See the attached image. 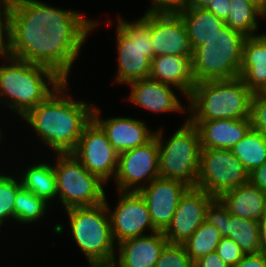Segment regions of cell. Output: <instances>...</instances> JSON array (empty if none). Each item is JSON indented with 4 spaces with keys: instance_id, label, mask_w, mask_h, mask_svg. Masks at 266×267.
Segmentation results:
<instances>
[{
    "instance_id": "6da1fadb",
    "label": "cell",
    "mask_w": 266,
    "mask_h": 267,
    "mask_svg": "<svg viewBox=\"0 0 266 267\" xmlns=\"http://www.w3.org/2000/svg\"><path fill=\"white\" fill-rule=\"evenodd\" d=\"M68 88L69 83L64 81L45 101L22 117L41 143L55 154L71 153L85 126L93 119L95 104L74 100L67 94Z\"/></svg>"
},
{
    "instance_id": "7a4b0ae2",
    "label": "cell",
    "mask_w": 266,
    "mask_h": 267,
    "mask_svg": "<svg viewBox=\"0 0 266 267\" xmlns=\"http://www.w3.org/2000/svg\"><path fill=\"white\" fill-rule=\"evenodd\" d=\"M1 59L6 61L0 64V104H5L6 108L21 118L45 101L64 82L45 66L9 55L1 56Z\"/></svg>"
},
{
    "instance_id": "3957f363",
    "label": "cell",
    "mask_w": 266,
    "mask_h": 267,
    "mask_svg": "<svg viewBox=\"0 0 266 267\" xmlns=\"http://www.w3.org/2000/svg\"><path fill=\"white\" fill-rule=\"evenodd\" d=\"M253 93L240 77L196 83L188 97V120L250 118Z\"/></svg>"
},
{
    "instance_id": "277c9868",
    "label": "cell",
    "mask_w": 266,
    "mask_h": 267,
    "mask_svg": "<svg viewBox=\"0 0 266 267\" xmlns=\"http://www.w3.org/2000/svg\"><path fill=\"white\" fill-rule=\"evenodd\" d=\"M73 241L89 264L112 265L116 255L107 205L72 207L64 210Z\"/></svg>"
},
{
    "instance_id": "5b68a950",
    "label": "cell",
    "mask_w": 266,
    "mask_h": 267,
    "mask_svg": "<svg viewBox=\"0 0 266 267\" xmlns=\"http://www.w3.org/2000/svg\"><path fill=\"white\" fill-rule=\"evenodd\" d=\"M246 36L225 25L193 51L192 72L196 83L239 77Z\"/></svg>"
},
{
    "instance_id": "8992f818",
    "label": "cell",
    "mask_w": 266,
    "mask_h": 267,
    "mask_svg": "<svg viewBox=\"0 0 266 267\" xmlns=\"http://www.w3.org/2000/svg\"><path fill=\"white\" fill-rule=\"evenodd\" d=\"M163 128L156 131L161 178L178 180L190 188L196 187L200 165L201 143L199 131L188 118L168 140Z\"/></svg>"
},
{
    "instance_id": "52a82bcc",
    "label": "cell",
    "mask_w": 266,
    "mask_h": 267,
    "mask_svg": "<svg viewBox=\"0 0 266 267\" xmlns=\"http://www.w3.org/2000/svg\"><path fill=\"white\" fill-rule=\"evenodd\" d=\"M116 42L118 69L114 82L128 83L149 78L151 60L155 58L152 36L148 29V13L129 22L117 16Z\"/></svg>"
},
{
    "instance_id": "ba28073f",
    "label": "cell",
    "mask_w": 266,
    "mask_h": 267,
    "mask_svg": "<svg viewBox=\"0 0 266 267\" xmlns=\"http://www.w3.org/2000/svg\"><path fill=\"white\" fill-rule=\"evenodd\" d=\"M53 170L57 183V199L66 210L92 207L105 201V182L89 172L71 153H56Z\"/></svg>"
},
{
    "instance_id": "9c48e42d",
    "label": "cell",
    "mask_w": 266,
    "mask_h": 267,
    "mask_svg": "<svg viewBox=\"0 0 266 267\" xmlns=\"http://www.w3.org/2000/svg\"><path fill=\"white\" fill-rule=\"evenodd\" d=\"M249 182V173L230 149L201 148L196 188L214 198Z\"/></svg>"
},
{
    "instance_id": "30bf717a",
    "label": "cell",
    "mask_w": 266,
    "mask_h": 267,
    "mask_svg": "<svg viewBox=\"0 0 266 267\" xmlns=\"http://www.w3.org/2000/svg\"><path fill=\"white\" fill-rule=\"evenodd\" d=\"M46 28L42 19V1L14 0L9 56L39 65V41Z\"/></svg>"
},
{
    "instance_id": "8fae6325",
    "label": "cell",
    "mask_w": 266,
    "mask_h": 267,
    "mask_svg": "<svg viewBox=\"0 0 266 267\" xmlns=\"http://www.w3.org/2000/svg\"><path fill=\"white\" fill-rule=\"evenodd\" d=\"M71 154L89 172L106 184L110 179L115 178L119 153L113 148L107 134L94 119L85 126L78 144Z\"/></svg>"
},
{
    "instance_id": "7c38bea8",
    "label": "cell",
    "mask_w": 266,
    "mask_h": 267,
    "mask_svg": "<svg viewBox=\"0 0 266 267\" xmlns=\"http://www.w3.org/2000/svg\"><path fill=\"white\" fill-rule=\"evenodd\" d=\"M116 207L107 205L110 217L112 236L115 243L119 244L125 240L148 235L144 231H150L151 234L157 232L154 228L148 206L139 191H119Z\"/></svg>"
},
{
    "instance_id": "4fadbf2b",
    "label": "cell",
    "mask_w": 266,
    "mask_h": 267,
    "mask_svg": "<svg viewBox=\"0 0 266 267\" xmlns=\"http://www.w3.org/2000/svg\"><path fill=\"white\" fill-rule=\"evenodd\" d=\"M157 138L147 144L119 154L118 168L113 179L119 191H139L159 178Z\"/></svg>"
},
{
    "instance_id": "5bb4252c",
    "label": "cell",
    "mask_w": 266,
    "mask_h": 267,
    "mask_svg": "<svg viewBox=\"0 0 266 267\" xmlns=\"http://www.w3.org/2000/svg\"><path fill=\"white\" fill-rule=\"evenodd\" d=\"M205 221L212 224L222 237L235 241L245 254L260 253L259 221L231 215L218 198L206 207Z\"/></svg>"
},
{
    "instance_id": "9a60e30c",
    "label": "cell",
    "mask_w": 266,
    "mask_h": 267,
    "mask_svg": "<svg viewBox=\"0 0 266 267\" xmlns=\"http://www.w3.org/2000/svg\"><path fill=\"white\" fill-rule=\"evenodd\" d=\"M148 29L155 57L193 56L187 29L178 13H148Z\"/></svg>"
},
{
    "instance_id": "2e32d148",
    "label": "cell",
    "mask_w": 266,
    "mask_h": 267,
    "mask_svg": "<svg viewBox=\"0 0 266 267\" xmlns=\"http://www.w3.org/2000/svg\"><path fill=\"white\" fill-rule=\"evenodd\" d=\"M214 197L196 187L180 198L170 225L163 232L168 243L184 244L205 221V209Z\"/></svg>"
},
{
    "instance_id": "e0dca14e",
    "label": "cell",
    "mask_w": 266,
    "mask_h": 267,
    "mask_svg": "<svg viewBox=\"0 0 266 267\" xmlns=\"http://www.w3.org/2000/svg\"><path fill=\"white\" fill-rule=\"evenodd\" d=\"M190 187L172 179L156 178L139 190L147 203L151 222L157 231L170 225L180 198Z\"/></svg>"
},
{
    "instance_id": "ac0fdd59",
    "label": "cell",
    "mask_w": 266,
    "mask_h": 267,
    "mask_svg": "<svg viewBox=\"0 0 266 267\" xmlns=\"http://www.w3.org/2000/svg\"><path fill=\"white\" fill-rule=\"evenodd\" d=\"M101 110L94 105L93 119L102 127L107 134L108 140L113 148L120 154L147 144L155 137V132L147 124L132 117H108L101 118Z\"/></svg>"
},
{
    "instance_id": "d6986e66",
    "label": "cell",
    "mask_w": 266,
    "mask_h": 267,
    "mask_svg": "<svg viewBox=\"0 0 266 267\" xmlns=\"http://www.w3.org/2000/svg\"><path fill=\"white\" fill-rule=\"evenodd\" d=\"M131 87L129 100L153 113L184 112L188 113V107L183 106L173 89L174 86L145 78L128 83ZM173 88V89H172ZM186 107V109H185Z\"/></svg>"
},
{
    "instance_id": "ffe728a7",
    "label": "cell",
    "mask_w": 266,
    "mask_h": 267,
    "mask_svg": "<svg viewBox=\"0 0 266 267\" xmlns=\"http://www.w3.org/2000/svg\"><path fill=\"white\" fill-rule=\"evenodd\" d=\"M149 233L116 244L113 267H155L168 241L163 232Z\"/></svg>"
},
{
    "instance_id": "44dd1931",
    "label": "cell",
    "mask_w": 266,
    "mask_h": 267,
    "mask_svg": "<svg viewBox=\"0 0 266 267\" xmlns=\"http://www.w3.org/2000/svg\"><path fill=\"white\" fill-rule=\"evenodd\" d=\"M87 38H54L46 32L39 41V65L53 70L64 81H69L73 63Z\"/></svg>"
},
{
    "instance_id": "7402d4cb",
    "label": "cell",
    "mask_w": 266,
    "mask_h": 267,
    "mask_svg": "<svg viewBox=\"0 0 266 267\" xmlns=\"http://www.w3.org/2000/svg\"><path fill=\"white\" fill-rule=\"evenodd\" d=\"M189 121L199 131L201 148L231 149L252 128L250 118Z\"/></svg>"
},
{
    "instance_id": "603a6c76",
    "label": "cell",
    "mask_w": 266,
    "mask_h": 267,
    "mask_svg": "<svg viewBox=\"0 0 266 267\" xmlns=\"http://www.w3.org/2000/svg\"><path fill=\"white\" fill-rule=\"evenodd\" d=\"M42 19L46 33L54 38H87L99 22L75 10L60 9L42 1Z\"/></svg>"
},
{
    "instance_id": "cb8c5ba5",
    "label": "cell",
    "mask_w": 266,
    "mask_h": 267,
    "mask_svg": "<svg viewBox=\"0 0 266 267\" xmlns=\"http://www.w3.org/2000/svg\"><path fill=\"white\" fill-rule=\"evenodd\" d=\"M193 56L161 55L151 60L149 78L174 86L181 95H191L196 81L192 72Z\"/></svg>"
},
{
    "instance_id": "d4e9b609",
    "label": "cell",
    "mask_w": 266,
    "mask_h": 267,
    "mask_svg": "<svg viewBox=\"0 0 266 267\" xmlns=\"http://www.w3.org/2000/svg\"><path fill=\"white\" fill-rule=\"evenodd\" d=\"M239 77L253 94L266 93V33L246 37Z\"/></svg>"
},
{
    "instance_id": "484cf974",
    "label": "cell",
    "mask_w": 266,
    "mask_h": 267,
    "mask_svg": "<svg viewBox=\"0 0 266 267\" xmlns=\"http://www.w3.org/2000/svg\"><path fill=\"white\" fill-rule=\"evenodd\" d=\"M231 215L261 221L266 216V194L250 182L217 197Z\"/></svg>"
},
{
    "instance_id": "4316f807",
    "label": "cell",
    "mask_w": 266,
    "mask_h": 267,
    "mask_svg": "<svg viewBox=\"0 0 266 267\" xmlns=\"http://www.w3.org/2000/svg\"><path fill=\"white\" fill-rule=\"evenodd\" d=\"M178 14L185 24L193 51L225 26V21L205 9L185 8Z\"/></svg>"
},
{
    "instance_id": "83f0119b",
    "label": "cell",
    "mask_w": 266,
    "mask_h": 267,
    "mask_svg": "<svg viewBox=\"0 0 266 267\" xmlns=\"http://www.w3.org/2000/svg\"><path fill=\"white\" fill-rule=\"evenodd\" d=\"M19 178L25 189L44 199L47 203H53V200L56 199L57 183L52 164L32 163L29 168L27 166L19 173Z\"/></svg>"
},
{
    "instance_id": "f1b7e54d",
    "label": "cell",
    "mask_w": 266,
    "mask_h": 267,
    "mask_svg": "<svg viewBox=\"0 0 266 267\" xmlns=\"http://www.w3.org/2000/svg\"><path fill=\"white\" fill-rule=\"evenodd\" d=\"M231 9L225 25L243 33L246 37L260 35L258 18L266 17V12L252 0H231ZM255 32V33H254Z\"/></svg>"
},
{
    "instance_id": "f546056e",
    "label": "cell",
    "mask_w": 266,
    "mask_h": 267,
    "mask_svg": "<svg viewBox=\"0 0 266 267\" xmlns=\"http://www.w3.org/2000/svg\"><path fill=\"white\" fill-rule=\"evenodd\" d=\"M230 150L248 173L266 163V137L252 128Z\"/></svg>"
},
{
    "instance_id": "4dcf8cb0",
    "label": "cell",
    "mask_w": 266,
    "mask_h": 267,
    "mask_svg": "<svg viewBox=\"0 0 266 267\" xmlns=\"http://www.w3.org/2000/svg\"><path fill=\"white\" fill-rule=\"evenodd\" d=\"M48 208L49 203L21 186L15 197L14 220L18 224H34L42 220Z\"/></svg>"
},
{
    "instance_id": "1f68e13d",
    "label": "cell",
    "mask_w": 266,
    "mask_h": 267,
    "mask_svg": "<svg viewBox=\"0 0 266 267\" xmlns=\"http://www.w3.org/2000/svg\"><path fill=\"white\" fill-rule=\"evenodd\" d=\"M222 236L210 223L204 221L183 244L189 258L195 262L199 258L216 252Z\"/></svg>"
},
{
    "instance_id": "d6a6232c",
    "label": "cell",
    "mask_w": 266,
    "mask_h": 267,
    "mask_svg": "<svg viewBox=\"0 0 266 267\" xmlns=\"http://www.w3.org/2000/svg\"><path fill=\"white\" fill-rule=\"evenodd\" d=\"M0 173V229L4 222L14 221V204L18 189L22 186L19 177ZM6 219V220H5ZM11 219V220H9Z\"/></svg>"
},
{
    "instance_id": "836d02e7",
    "label": "cell",
    "mask_w": 266,
    "mask_h": 267,
    "mask_svg": "<svg viewBox=\"0 0 266 267\" xmlns=\"http://www.w3.org/2000/svg\"><path fill=\"white\" fill-rule=\"evenodd\" d=\"M155 267H194L183 244L167 243L162 249Z\"/></svg>"
},
{
    "instance_id": "e575fe53",
    "label": "cell",
    "mask_w": 266,
    "mask_h": 267,
    "mask_svg": "<svg viewBox=\"0 0 266 267\" xmlns=\"http://www.w3.org/2000/svg\"><path fill=\"white\" fill-rule=\"evenodd\" d=\"M13 2L14 0H0V57L10 53Z\"/></svg>"
},
{
    "instance_id": "d590c367",
    "label": "cell",
    "mask_w": 266,
    "mask_h": 267,
    "mask_svg": "<svg viewBox=\"0 0 266 267\" xmlns=\"http://www.w3.org/2000/svg\"><path fill=\"white\" fill-rule=\"evenodd\" d=\"M250 120L252 129L266 137V93H255L251 99Z\"/></svg>"
},
{
    "instance_id": "8d00e7d4",
    "label": "cell",
    "mask_w": 266,
    "mask_h": 267,
    "mask_svg": "<svg viewBox=\"0 0 266 267\" xmlns=\"http://www.w3.org/2000/svg\"><path fill=\"white\" fill-rule=\"evenodd\" d=\"M216 252L219 257L231 267H234L245 255L238 244L229 237L221 238Z\"/></svg>"
},
{
    "instance_id": "74e56055",
    "label": "cell",
    "mask_w": 266,
    "mask_h": 267,
    "mask_svg": "<svg viewBox=\"0 0 266 267\" xmlns=\"http://www.w3.org/2000/svg\"><path fill=\"white\" fill-rule=\"evenodd\" d=\"M146 13H178L187 7V0H151Z\"/></svg>"
},
{
    "instance_id": "f35d334b",
    "label": "cell",
    "mask_w": 266,
    "mask_h": 267,
    "mask_svg": "<svg viewBox=\"0 0 266 267\" xmlns=\"http://www.w3.org/2000/svg\"><path fill=\"white\" fill-rule=\"evenodd\" d=\"M230 3L231 0H213L205 10L225 21L231 9Z\"/></svg>"
},
{
    "instance_id": "ab89813d",
    "label": "cell",
    "mask_w": 266,
    "mask_h": 267,
    "mask_svg": "<svg viewBox=\"0 0 266 267\" xmlns=\"http://www.w3.org/2000/svg\"><path fill=\"white\" fill-rule=\"evenodd\" d=\"M234 267H266V255L264 253L245 254Z\"/></svg>"
},
{
    "instance_id": "60d3db41",
    "label": "cell",
    "mask_w": 266,
    "mask_h": 267,
    "mask_svg": "<svg viewBox=\"0 0 266 267\" xmlns=\"http://www.w3.org/2000/svg\"><path fill=\"white\" fill-rule=\"evenodd\" d=\"M249 182L266 194V163L249 173Z\"/></svg>"
},
{
    "instance_id": "b9f144b4",
    "label": "cell",
    "mask_w": 266,
    "mask_h": 267,
    "mask_svg": "<svg viewBox=\"0 0 266 267\" xmlns=\"http://www.w3.org/2000/svg\"><path fill=\"white\" fill-rule=\"evenodd\" d=\"M194 267H231L226 264L217 254V252L210 253L203 256L194 262Z\"/></svg>"
},
{
    "instance_id": "7bdbcfd3",
    "label": "cell",
    "mask_w": 266,
    "mask_h": 267,
    "mask_svg": "<svg viewBox=\"0 0 266 267\" xmlns=\"http://www.w3.org/2000/svg\"><path fill=\"white\" fill-rule=\"evenodd\" d=\"M260 253L266 255V216L259 222Z\"/></svg>"
},
{
    "instance_id": "ee69618b",
    "label": "cell",
    "mask_w": 266,
    "mask_h": 267,
    "mask_svg": "<svg viewBox=\"0 0 266 267\" xmlns=\"http://www.w3.org/2000/svg\"><path fill=\"white\" fill-rule=\"evenodd\" d=\"M213 0H187L186 8L206 9Z\"/></svg>"
},
{
    "instance_id": "f6af8a7d",
    "label": "cell",
    "mask_w": 266,
    "mask_h": 267,
    "mask_svg": "<svg viewBox=\"0 0 266 267\" xmlns=\"http://www.w3.org/2000/svg\"><path fill=\"white\" fill-rule=\"evenodd\" d=\"M266 12V0H252Z\"/></svg>"
},
{
    "instance_id": "bcb514c9",
    "label": "cell",
    "mask_w": 266,
    "mask_h": 267,
    "mask_svg": "<svg viewBox=\"0 0 266 267\" xmlns=\"http://www.w3.org/2000/svg\"><path fill=\"white\" fill-rule=\"evenodd\" d=\"M88 265L89 267H113V265H93V264H88Z\"/></svg>"
},
{
    "instance_id": "7dc6e473",
    "label": "cell",
    "mask_w": 266,
    "mask_h": 267,
    "mask_svg": "<svg viewBox=\"0 0 266 267\" xmlns=\"http://www.w3.org/2000/svg\"><path fill=\"white\" fill-rule=\"evenodd\" d=\"M2 130L0 129V142H1V137H2Z\"/></svg>"
}]
</instances>
